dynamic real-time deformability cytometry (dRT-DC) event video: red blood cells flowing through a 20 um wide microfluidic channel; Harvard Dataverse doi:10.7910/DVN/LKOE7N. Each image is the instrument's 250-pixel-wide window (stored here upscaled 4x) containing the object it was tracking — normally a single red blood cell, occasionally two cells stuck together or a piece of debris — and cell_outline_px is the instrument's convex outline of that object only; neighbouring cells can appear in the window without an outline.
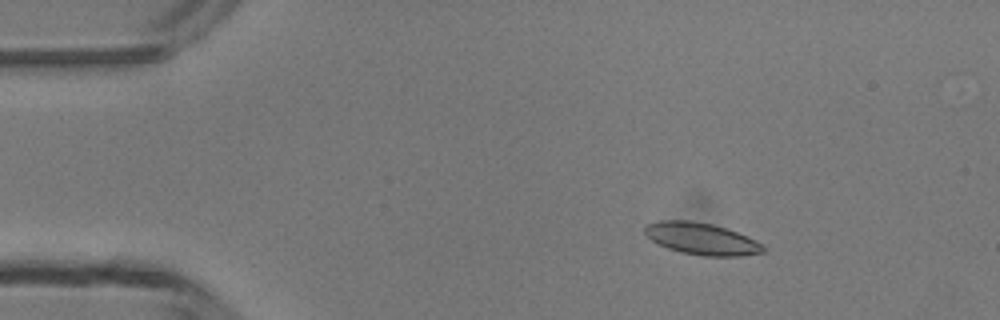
{"species": "common noctule bat (a hibernating species)", "species_latin": "Nyctalus noctula", "temperature_condition": "room temperature", "stored_images_in_passage": 5, "camera_frame_rate_fps": 3000, "um_per_image_px": 0.085, "animal": {"sex": "male", "body_mass_g": 13.3}, "frame": {"image": 1, "passage_image": 3, "time_ms": 2.333, "image_size_px": [1000, 320], "cell_outline_px": [[768, 248], [764, 252], [740, 256], [700, 256], [680, 252], [656, 244], [644, 232], [644, 224], [660, 220], [688, 220], [712, 224], [748, 236], [756, 240]], "centroid_in_image_um": [59.62, 20.3], "position_along_channel_um": 25.4, "area_um2": 22.2}}
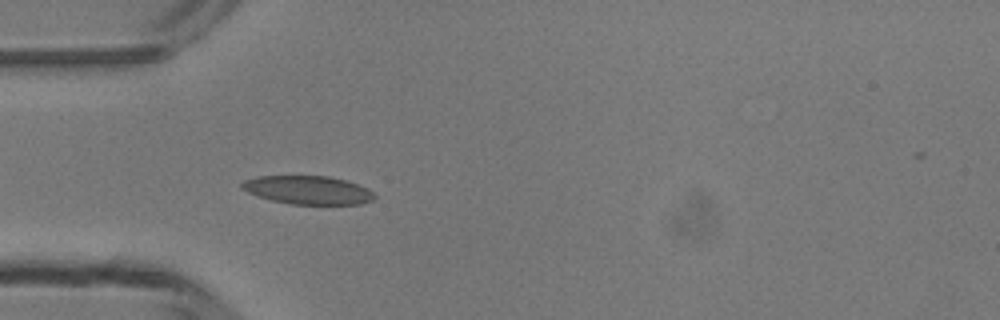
{"frame": {"image": 2, "passage_image": 5, "time_ms": 4.667, "image_size_px": [1000, 320], "cell_outline_px": [[376, 196], [372, 200], [360, 204], [292, 204], [272, 200], [256, 196], [240, 188], [240, 184], [244, 180], [256, 176], [328, 176], [344, 180], [368, 188]], "centroid_in_image_um": [26.13, 16.15], "position_along_channel_um": 58.9, "area_um2": 21.91}}